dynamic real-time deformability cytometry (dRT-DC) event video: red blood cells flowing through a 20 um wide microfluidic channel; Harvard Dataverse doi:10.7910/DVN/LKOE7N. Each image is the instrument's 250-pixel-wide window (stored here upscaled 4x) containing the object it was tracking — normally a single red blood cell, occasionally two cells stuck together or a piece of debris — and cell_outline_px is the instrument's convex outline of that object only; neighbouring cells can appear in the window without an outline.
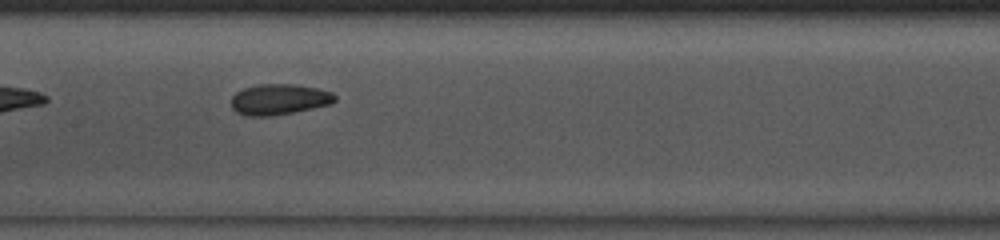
{"species": "common noctule bat (a hibernating species)", "species_latin": "Nyctalus noctula", "temperature_condition": "room temperature", "stored_images_in_passage": 35, "camera_frame_rate_fps": 3000, "um_per_image_px": 0.085, "animal": {"sex": "male", "body_mass_g": 13.0, "forearm_length_mm": 53.1}, "frame": {"image": 1, "passage_image": 11, "time_ms": 3.333, "image_size_px": [1000, 240], "cell_outline_px": [[336, 100], [328, 104], [312, 108], [292, 112], [268, 116], [244, 116], [236, 112], [232, 108], [232, 96], [236, 92], [244, 88], [260, 84], [296, 84], [316, 88], [332, 92], [336, 96]], "centroid_in_image_um": [23.7, 8.44], "position_along_channel_um": 183.7, "area_um2": 18.44}, "authors_computed_cell_mechanics": {"area_um2": 18.4382, "velocity_mm_per_s": 4.1055, "shape_relaxation_time_tau1_ms": 3.0062, "shape_relaxation_time_tau2_ms": 1.7644, "deformation_change_tau1": 0.0958, "deformation_change_tau2": 0.0637}}